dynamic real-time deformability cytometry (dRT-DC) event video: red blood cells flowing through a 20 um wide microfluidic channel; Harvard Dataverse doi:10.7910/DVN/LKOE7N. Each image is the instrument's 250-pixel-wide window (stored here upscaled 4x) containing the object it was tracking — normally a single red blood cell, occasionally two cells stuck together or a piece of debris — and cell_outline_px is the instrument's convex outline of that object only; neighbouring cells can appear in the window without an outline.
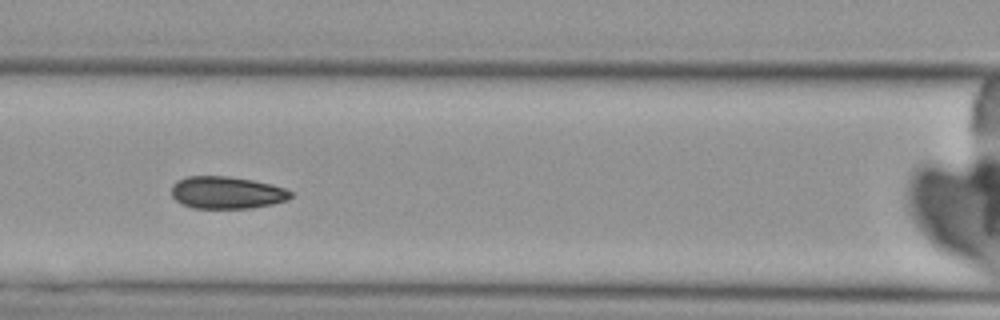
{"species": "Egyptian fruit bat (a non-hibernating species)", "species_latin": "Rousettus aegyptiacus", "temperature_condition": "cold", "stored_images_in_passage": 11, "camera_frame_rate_fps": 3000, "um_per_image_px": 0.085, "animal": {"sex": "female"}, "frame": {"image": 1, "passage_image": 6, "time_ms": 6.0, "image_size_px": [1000, 320], "cell_outline_px": [[292, 196], [288, 200], [272, 204], [252, 208], [192, 208], [180, 204], [172, 196], [172, 184], [176, 180], [188, 176], [228, 176], [252, 180], [272, 184], [284, 188], [292, 192]], "centroid_in_image_um": [19.26, 16.37], "position_along_channel_um": 147.3, "area_um2": 22.6}}
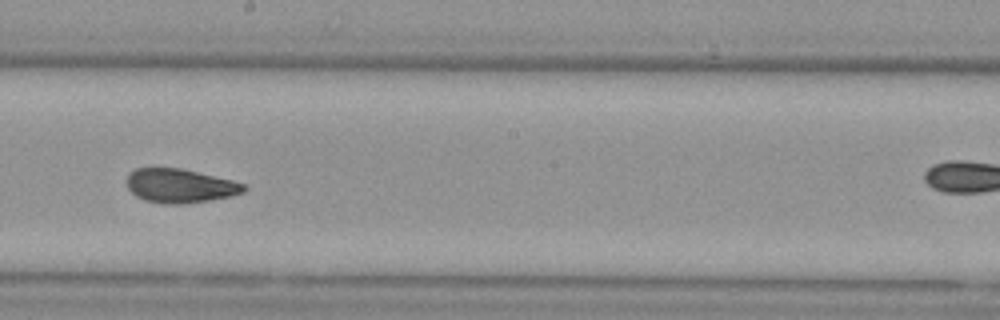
{"frame": {"image": 2, "passage_image": 8, "time_ms": 8.333, "image_size_px": [1000, 320], "cell_outline_px": [[248, 188], [244, 192], [232, 196], [184, 204], [164, 204], [144, 200], [136, 196], [128, 188], [128, 176], [136, 168], [180, 168], [232, 180], [244, 184]], "centroid_in_image_um": [15.32, 15.8], "position_along_channel_um": 232.9, "area_um2": 23.0}}
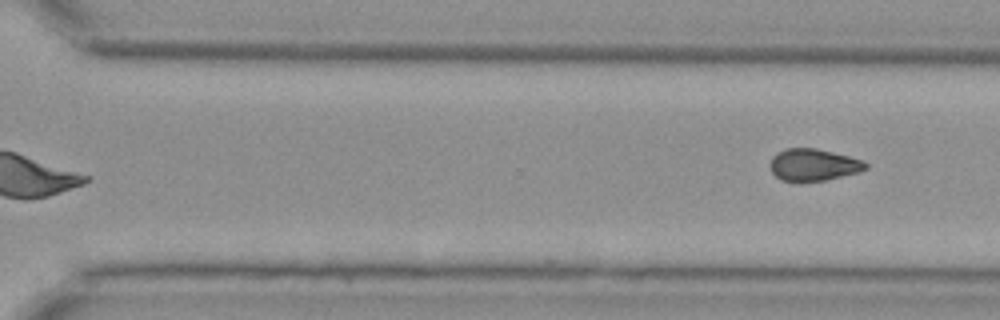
{"frame": {"image": 3, "passage_image": 11, "time_ms": 12.0, "image_size_px": [1000, 320], "cell_outline_px": [[868, 168], [856, 172], [824, 180], [780, 180], [772, 172], [768, 164], [772, 156], [776, 152], [784, 148], [816, 148], [864, 160], [868, 164]], "centroid_in_image_um": [69.1, 13.98], "position_along_channel_um": 301.5, "area_um2": 17.63}}